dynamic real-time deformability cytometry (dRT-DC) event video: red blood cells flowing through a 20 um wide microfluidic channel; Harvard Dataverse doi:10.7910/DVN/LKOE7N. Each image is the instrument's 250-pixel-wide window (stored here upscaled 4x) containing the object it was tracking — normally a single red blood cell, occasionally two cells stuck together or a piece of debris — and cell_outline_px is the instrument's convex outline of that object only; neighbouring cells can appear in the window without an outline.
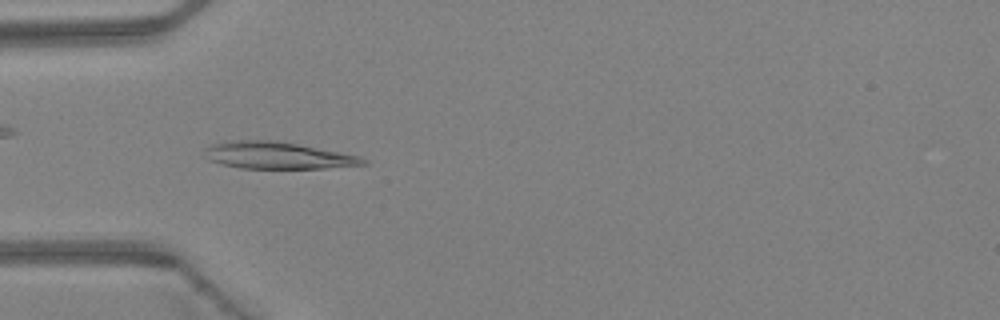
{"species": "Egyptian fruit bat (a non-hibernating species)", "species_latin": "Rousettus aegyptiacus", "temperature_condition": "warm", "stored_images_in_passage": 43, "camera_frame_rate_fps": 3000, "um_per_image_px": 0.085, "animal": {"sex": "female"}, "frame": {"image": 1, "passage_image": 12, "time_ms": 3.667, "image_size_px": [1000, 320], "cell_outline_px": [[368, 164], [324, 168], [240, 168], [220, 164], [208, 160], [204, 156], [204, 148], [212, 144], [224, 140], [276, 140], [360, 156], [368, 160]], "centroid_in_image_um": [23.53, 13.2], "position_along_channel_um": 61.5, "area_um2": 25.03}}
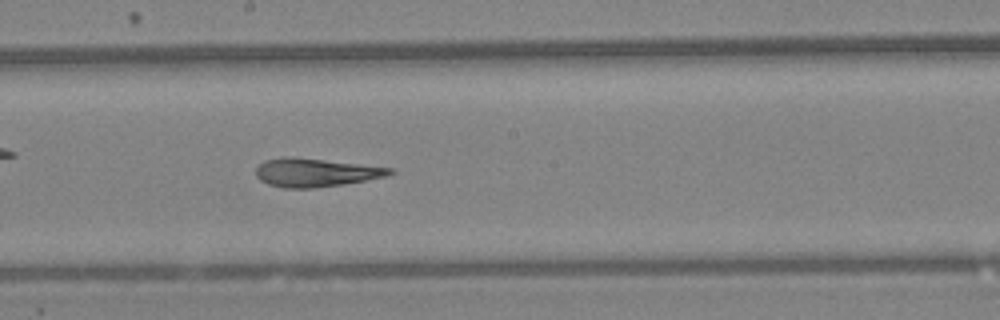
{"frame": {"image": 2, "passage_image": 23, "time_ms": 7.333, "image_size_px": [1000, 320], "cell_outline_px": [[396, 172], [384, 176], [344, 184], [312, 188], [284, 188], [268, 184], [260, 180], [256, 176], [256, 168], [264, 160], [284, 156], [288, 156], [324, 160], [392, 168]], "centroid_in_image_um": [26.76, 14.66], "position_along_channel_um": 221.4, "area_um2": 21.91}}
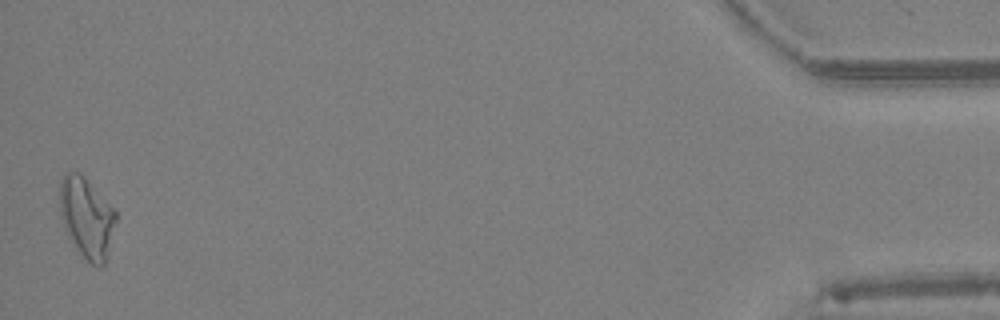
{"frame": {"image": 3, "passage_image": 43, "time_ms": 14.0, "image_size_px": [1000, 320], "cell_outline_px": [[116, 220], [104, 264], [100, 268], [92, 264], [76, 248], [68, 236], [60, 212], [60, 180], [68, 172], [76, 172], [84, 176], [116, 212]], "centroid_in_image_um": [7.36, 18.49], "position_along_channel_um": 427.8, "area_um2": 25.55}, "authors_computed_cell_mechanics": {"area_um2": 23.3512, "velocity_mm_per_s": 4.4468, "shape_relaxation_time_tau1_ms": 6.4632, "shape_relaxation_time_tau2_ms": 3.4468, "deformation_change_tau1": 0.2183, "deformation_change_tau2": 0.1331}}